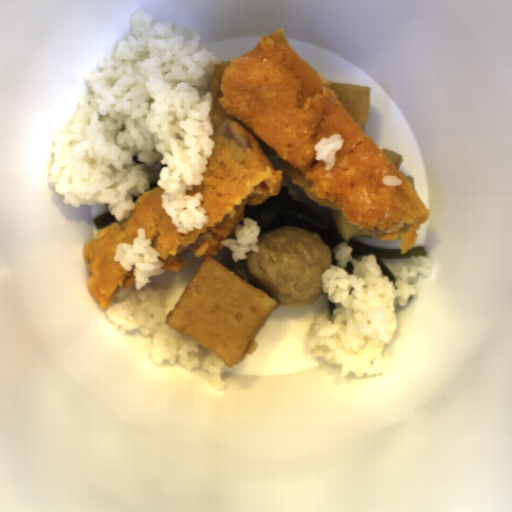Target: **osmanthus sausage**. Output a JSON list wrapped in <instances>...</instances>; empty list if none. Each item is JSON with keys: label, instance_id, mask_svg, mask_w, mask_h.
<instances>
[{"label": "osmanthus sausage", "instance_id": "d35146e8", "mask_svg": "<svg viewBox=\"0 0 512 512\" xmlns=\"http://www.w3.org/2000/svg\"><path fill=\"white\" fill-rule=\"evenodd\" d=\"M388 158L393 162V164L397 167V169L400 171L401 168V162H402V155L395 153L391 150H382Z\"/></svg>", "mask_w": 512, "mask_h": 512}, {"label": "osmanthus sausage", "instance_id": "a09e9dec", "mask_svg": "<svg viewBox=\"0 0 512 512\" xmlns=\"http://www.w3.org/2000/svg\"><path fill=\"white\" fill-rule=\"evenodd\" d=\"M408 181L412 184V186L414 187L415 185V180H414V175H404Z\"/></svg>", "mask_w": 512, "mask_h": 512}]
</instances>
